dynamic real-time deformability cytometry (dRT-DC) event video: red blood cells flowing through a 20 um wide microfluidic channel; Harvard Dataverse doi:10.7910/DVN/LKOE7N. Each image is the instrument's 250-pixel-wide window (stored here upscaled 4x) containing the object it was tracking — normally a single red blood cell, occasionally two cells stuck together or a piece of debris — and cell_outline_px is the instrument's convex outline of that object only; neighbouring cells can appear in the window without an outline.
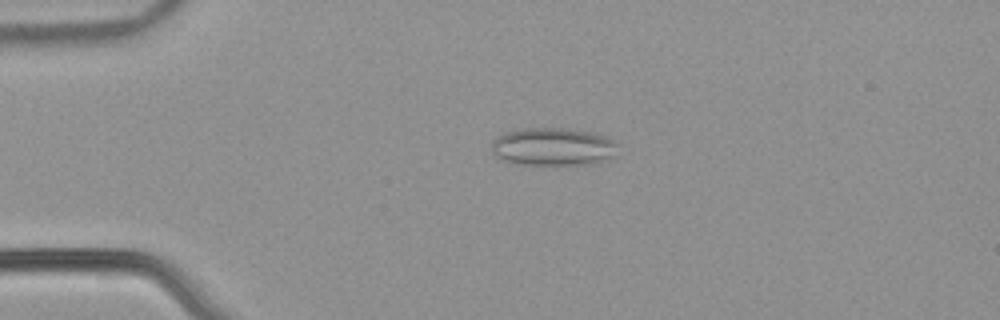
{"species": "common noctule bat (a hibernating species)", "species_latin": "Nyctalus noctula", "temperature_condition": "warm", "stored_images_in_passage": 53, "camera_frame_rate_fps": 3000, "um_per_image_px": 0.085, "animal": {"sex": "male", "body_mass_g": 21.5, "forearm_length_mm": 52.0}, "frame": {"image": 1, "passage_image": 13, "time_ms": 4.0, "image_size_px": [1000, 320], "cell_outline_px": [[616, 144], [612, 156], [604, 160], [584, 164], [520, 164], [504, 160], [496, 156], [492, 152], [492, 140], [496, 136], [508, 132], [524, 128], [564, 128], [592, 132], [608, 136]], "centroid_in_image_um": [46.97, 12.45], "position_along_channel_um": 38.0, "area_um2": 27.51}}
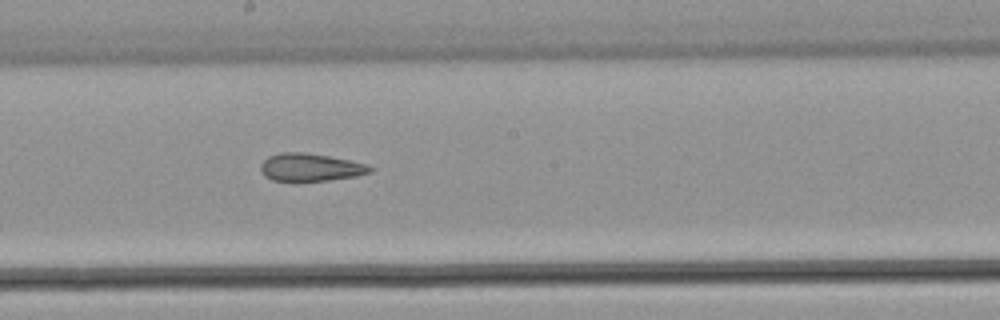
{"frame": {"image": 2, "passage_image": 30, "time_ms": 9.667, "image_size_px": [1000, 320], "cell_outline_px": [[376, 168], [372, 172], [356, 176], [328, 180], [272, 180], [264, 176], [260, 168], [260, 164], [268, 156], [280, 152], [304, 152], [328, 156], [368, 164]], "centroid_in_image_um": [26.4, 14.21], "position_along_channel_um": 221.8, "area_um2": 17.63}}
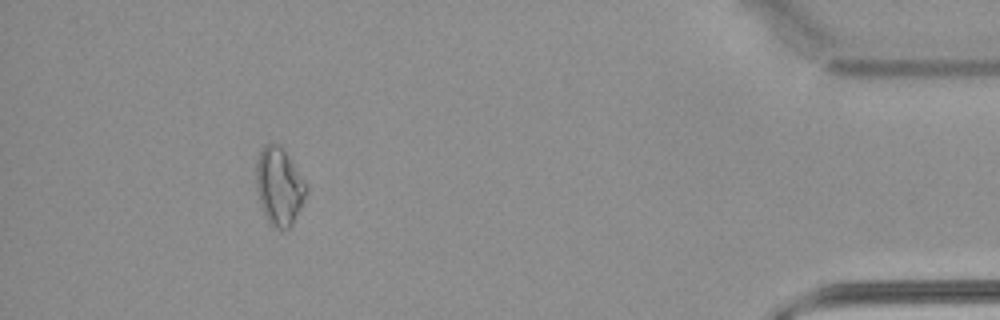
{"frame": {"image": 3, "passage_image": 49, "time_ms": 16.0, "image_size_px": [1000, 320], "cell_outline_px": [[308, 192], [292, 224], [288, 228], [272, 228], [264, 216], [260, 204], [256, 184], [256, 164], [260, 152], [264, 144], [280, 144], [288, 156], [308, 188]], "centroid_in_image_um": [23.71, 15.86], "position_along_channel_um": 411.5, "area_um2": 22.43}, "authors_computed_cell_mechanics": {"area_um2": 20.8658, "velocity_mm_per_s": 3.8978, "shape_relaxation_time_tau1_ms": null, "shape_relaxation_time_tau2_ms": 3.2535, "deformation_change_tau1": null, "deformation_change_tau2": 0.1234}}